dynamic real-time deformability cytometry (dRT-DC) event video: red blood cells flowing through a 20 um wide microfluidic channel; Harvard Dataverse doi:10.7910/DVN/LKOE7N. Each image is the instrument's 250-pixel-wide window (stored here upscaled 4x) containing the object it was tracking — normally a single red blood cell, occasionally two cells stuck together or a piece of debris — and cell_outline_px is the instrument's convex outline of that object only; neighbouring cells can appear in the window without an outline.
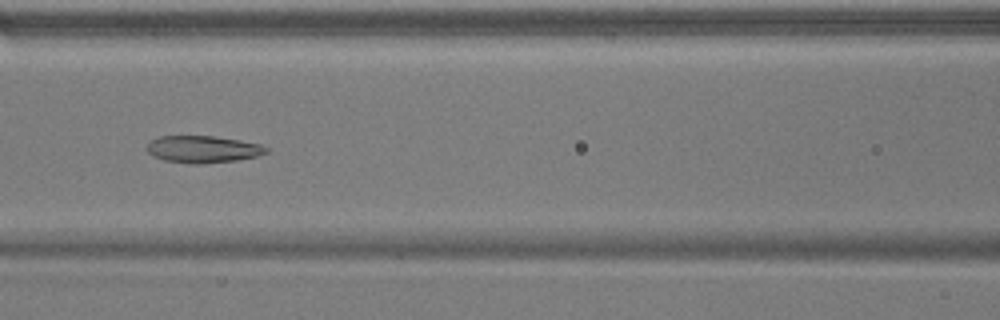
{"species": "common noctule bat (a hibernating species)", "species_latin": "Nyctalus noctula", "temperature_condition": "warm", "stored_images_in_passage": 38, "camera_frame_rate_fps": 3000, "um_per_image_px": 0.085, "animal": {"sex": "male", "body_mass_g": 17.9}, "frame": {"image": 1, "passage_image": 9, "time_ms": 2.667, "image_size_px": [1000, 320], "cell_outline_px": [[268, 152], [256, 156], [236, 160], [200, 164], [192, 164], [164, 160], [152, 156], [148, 152], [148, 144], [152, 140], [160, 136], [212, 136], [240, 140], [260, 144], [268, 148]], "centroid_in_image_um": [17.25, 12.69], "position_along_channel_um": 149.4, "area_um2": 18.67}}
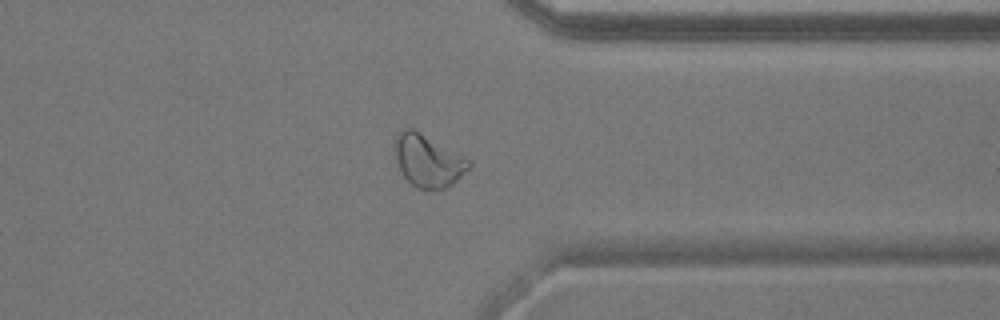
{"frame": {"image": 2, "passage_image": 27, "time_ms": 8.667, "image_size_px": [1000, 320], "cell_outline_px": [[472, 164], [452, 184], [444, 188], [416, 188], [400, 172], [396, 160], [396, 136], [400, 128], [412, 128], [420, 132], [472, 160]], "centroid_in_image_um": [36.38, 13.64], "position_along_channel_um": 375.0, "area_um2": 22.25}}
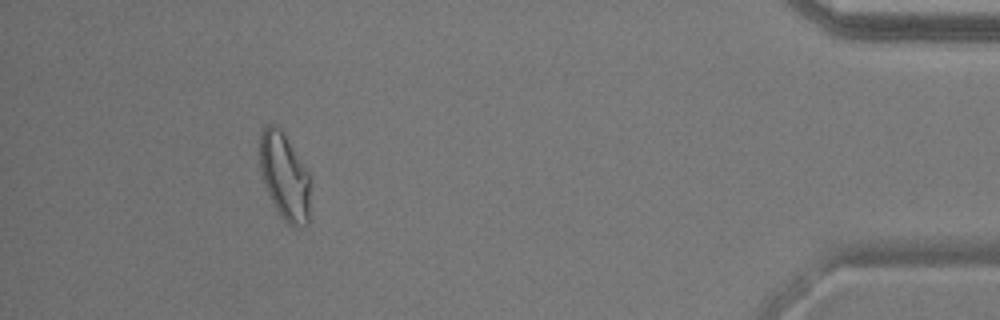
{"frame": {"image": 3, "passage_image": 34, "time_ms": 11.0, "image_size_px": [1000, 320], "cell_outline_px": [[308, 224], [296, 228], [288, 224], [280, 216], [272, 204], [264, 184], [260, 168], [260, 132], [268, 124], [276, 124], [280, 128], [308, 172]], "centroid_in_image_um": [24.15, 15.01], "position_along_channel_um": 411.1, "area_um2": 25.26}, "authors_computed_cell_mechanics": {"area_um2": 19.2763, "velocity_mm_per_s": 3.8315, "shape_relaxation_time_tau1_ms": null, "shape_relaxation_time_tau2_ms": 2.8659, "deformation_change_tau1": null, "deformation_change_tau2": 0.0913}}